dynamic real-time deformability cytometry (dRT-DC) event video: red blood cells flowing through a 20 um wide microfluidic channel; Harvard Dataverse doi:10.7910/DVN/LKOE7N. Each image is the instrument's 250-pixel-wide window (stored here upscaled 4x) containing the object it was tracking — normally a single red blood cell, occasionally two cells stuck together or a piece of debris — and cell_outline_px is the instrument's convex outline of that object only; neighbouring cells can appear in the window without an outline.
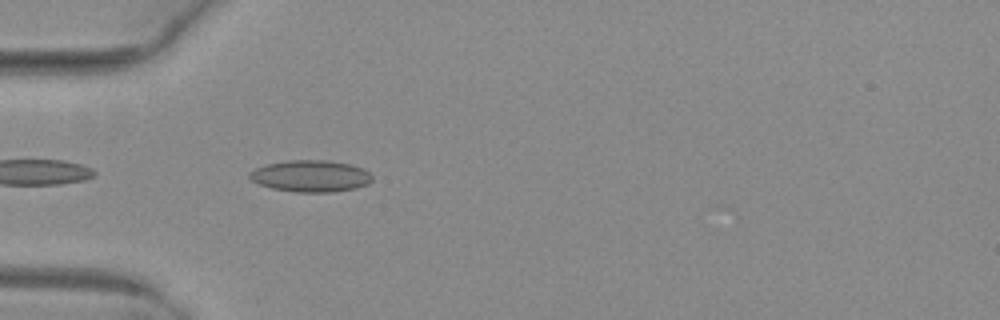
{"species": "common noctule bat (a hibernating species)", "species_latin": "Nyctalus noctula", "temperature_condition": "warm", "stored_images_in_passage": 8, "camera_frame_rate_fps": 3000, "um_per_image_px": 0.085, "animal": {"sex": "female", "body_mass_g": 29.2, "forearm_length_mm": 56.3}, "frame": {"image": 1, "passage_image": 2, "time_ms": 0.333, "image_size_px": [1000, 320], "cell_outline_px": [[372, 180], [368, 184], [356, 188], [336, 192], [296, 192], [272, 188], [260, 184], [252, 180], [248, 176], [248, 172], [256, 168], [268, 164], [288, 160], [328, 160], [352, 164], [364, 168], [372, 176]], "centroid_in_image_um": [26.44, 14.96], "position_along_channel_um": 58.6, "area_um2": 22.77}}
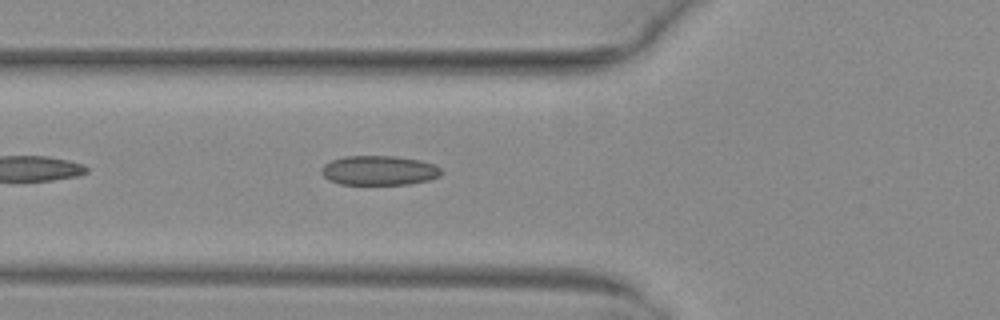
{"frame": {"image": 2, "passage_image": 5, "time_ms": 1.333, "image_size_px": [1000, 320], "cell_outline_px": [[444, 172], [440, 176], [428, 180], [408, 184], [340, 184], [328, 180], [320, 172], [320, 168], [324, 164], [332, 160], [344, 156], [396, 156], [420, 160], [436, 164]], "centroid_in_image_um": [32.23, 14.48], "position_along_channel_um": 93.6, "area_um2": 20.81}}